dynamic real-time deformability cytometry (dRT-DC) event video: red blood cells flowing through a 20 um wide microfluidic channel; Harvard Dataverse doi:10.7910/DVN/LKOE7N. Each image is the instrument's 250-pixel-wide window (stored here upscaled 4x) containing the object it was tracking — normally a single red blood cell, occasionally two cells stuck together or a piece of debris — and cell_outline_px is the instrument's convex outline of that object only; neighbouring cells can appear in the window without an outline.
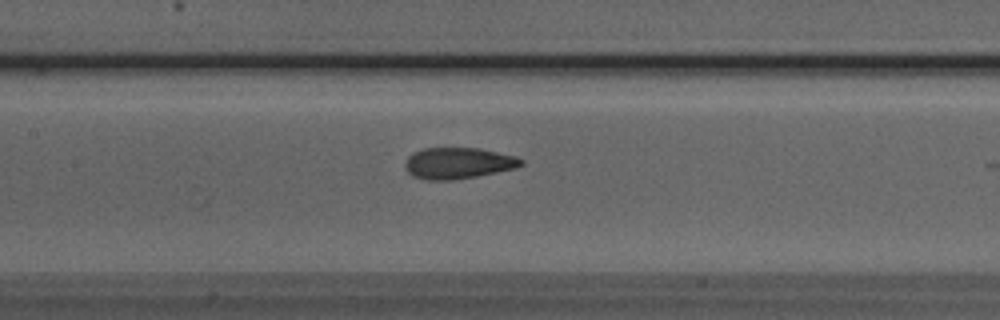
{"species": "Egyptian fruit bat (a non-hibernating species)", "species_latin": "Rousettus aegyptiacus", "temperature_condition": "room temperature", "stored_images_in_passage": 19, "camera_frame_rate_fps": 3000, "um_per_image_px": 0.085, "animal": {"sex": "male"}, "frame": {"image": 1, "passage_image": 18, "time_ms": 5.667, "image_size_px": [1000, 320], "cell_outline_px": [[524, 164], [516, 168], [476, 176], [452, 180], [424, 180], [412, 176], [404, 168], [404, 164], [408, 156], [412, 152], [424, 148], [480, 148], [516, 156], [524, 160]], "centroid_in_image_um": [38.92, 13.86], "position_along_channel_um": 168.5, "area_um2": 21.33}}